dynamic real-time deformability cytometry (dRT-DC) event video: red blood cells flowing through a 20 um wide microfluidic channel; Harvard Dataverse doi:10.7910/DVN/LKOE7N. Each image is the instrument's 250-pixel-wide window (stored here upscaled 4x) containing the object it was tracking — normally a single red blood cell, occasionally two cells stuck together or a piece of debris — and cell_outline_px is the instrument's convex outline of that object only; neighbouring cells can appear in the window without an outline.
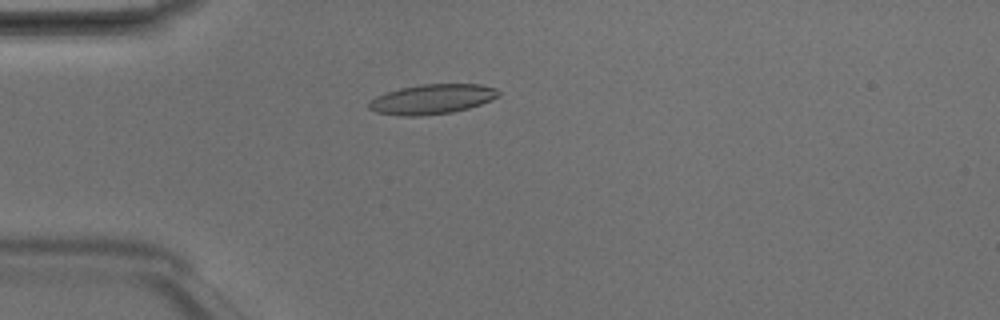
{"species": "Egyptian fruit bat (a non-hibernating species)", "species_latin": "Rousettus aegyptiacus", "temperature_condition": "room temperature", "stored_images_in_passage": 5, "camera_frame_rate_fps": 3000, "um_per_image_px": 0.085, "animal": {"sex": "male"}, "frame": {"image": 1, "passage_image": 4, "time_ms": 1.0, "image_size_px": [1000, 320], "cell_outline_px": [[500, 96], [492, 100], [468, 108], [452, 112], [420, 116], [400, 116], [376, 112], [368, 108], [368, 100], [376, 96], [400, 88], [420, 84], [480, 84], [496, 88], [500, 92]], "centroid_in_image_um": [36.72, 8.43], "position_along_channel_um": 48.3, "area_um2": 22.66}}